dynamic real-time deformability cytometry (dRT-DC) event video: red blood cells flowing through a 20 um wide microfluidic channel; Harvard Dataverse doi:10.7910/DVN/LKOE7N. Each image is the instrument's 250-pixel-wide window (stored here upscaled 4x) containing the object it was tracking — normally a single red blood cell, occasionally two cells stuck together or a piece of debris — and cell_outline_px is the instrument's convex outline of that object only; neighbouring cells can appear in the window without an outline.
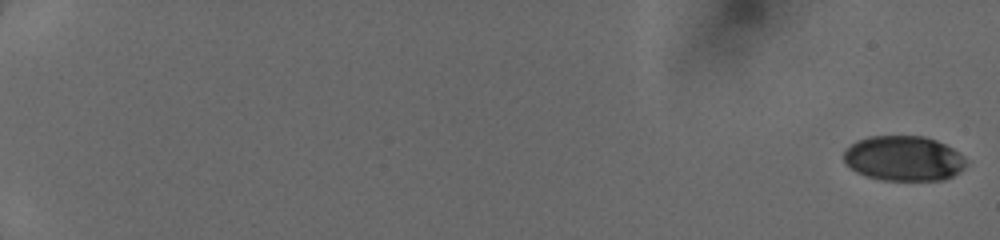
{"species": "human", "species_latin": "Homo sapiens", "temperature_condition": "cold", "stored_images_in_passage": 75, "camera_frame_rate_fps": 3000, "um_per_image_px": 0.085, "donor": {"sex": "female"}, "frame": {"image": 1, "passage_image": 1, "time_ms": 0.0, "image_size_px": [1000, 240], "cell_outline_px": [[968, 164], [960, 172], [944, 180], [880, 180], [856, 172], [844, 160], [844, 148], [856, 140], [868, 136], [924, 136], [936, 140], [952, 148], [964, 156]], "centroid_in_image_um": [76.82, 13.46], "position_along_channel_um": 8.2, "area_um2": 32.31}}
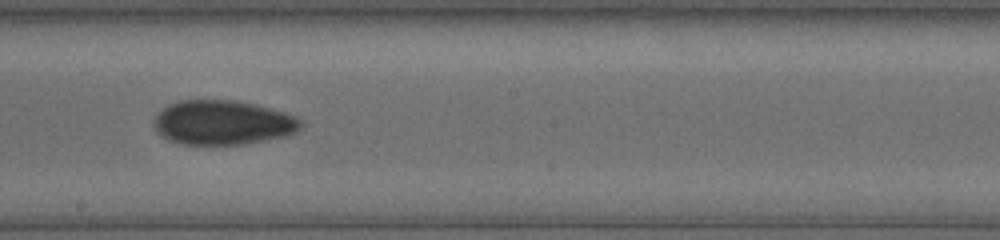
{"frame": {"image": 2, "passage_image": 44, "time_ms": 10.667, "image_size_px": [1000, 240], "cell_outline_px": [[304, 124], [296, 132], [284, 136], [264, 140], [240, 144], [180, 144], [168, 140], [156, 132], [152, 124], [152, 120], [156, 112], [168, 104], [180, 100], [236, 100], [256, 104], [284, 112], [296, 116]], "centroid_in_image_um": [18.88, 10.4], "position_along_channel_um": 229.3, "area_um2": 38.38}}
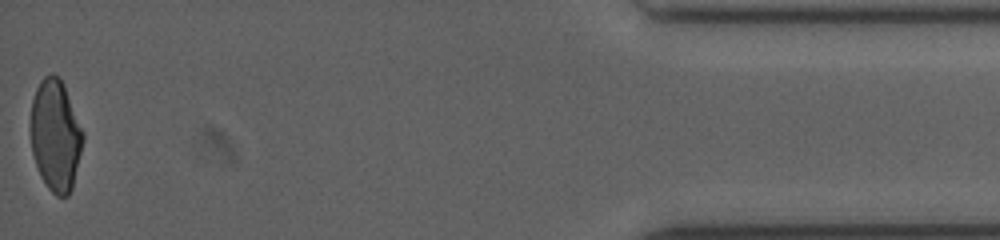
{"frame": {"image": 3, "passage_image": 74, "time_ms": 17.0, "image_size_px": [1000, 240], "cell_outline_px": [[84, 136], [72, 188], [68, 196], [56, 196], [48, 188], [40, 176], [32, 152], [32, 100], [36, 88], [40, 80], [44, 76], [52, 72], [60, 76], [64, 84], [84, 132]], "centroid_in_image_um": [4.73, 11.47], "position_along_channel_um": 430.5, "area_um2": 33.81}}